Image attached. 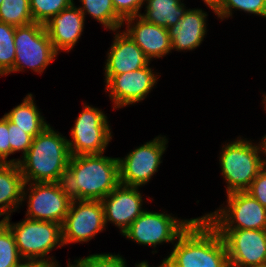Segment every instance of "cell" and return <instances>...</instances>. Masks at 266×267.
Masks as SVG:
<instances>
[{
	"label": "cell",
	"mask_w": 266,
	"mask_h": 267,
	"mask_svg": "<svg viewBox=\"0 0 266 267\" xmlns=\"http://www.w3.org/2000/svg\"><path fill=\"white\" fill-rule=\"evenodd\" d=\"M56 183L71 201H101L120 184L118 158L103 153L71 156Z\"/></svg>",
	"instance_id": "cell-1"
},
{
	"label": "cell",
	"mask_w": 266,
	"mask_h": 267,
	"mask_svg": "<svg viewBox=\"0 0 266 267\" xmlns=\"http://www.w3.org/2000/svg\"><path fill=\"white\" fill-rule=\"evenodd\" d=\"M177 240L168 257L178 267H229L222 237L203 216L195 218Z\"/></svg>",
	"instance_id": "cell-2"
},
{
	"label": "cell",
	"mask_w": 266,
	"mask_h": 267,
	"mask_svg": "<svg viewBox=\"0 0 266 267\" xmlns=\"http://www.w3.org/2000/svg\"><path fill=\"white\" fill-rule=\"evenodd\" d=\"M70 157L67 137L48 125L33 138L18 165L25 183L57 182L68 168Z\"/></svg>",
	"instance_id": "cell-3"
},
{
	"label": "cell",
	"mask_w": 266,
	"mask_h": 267,
	"mask_svg": "<svg viewBox=\"0 0 266 267\" xmlns=\"http://www.w3.org/2000/svg\"><path fill=\"white\" fill-rule=\"evenodd\" d=\"M238 137L222 147L219 164L227 184V194L246 191L257 174L265 167L262 142L256 145ZM262 154V155H261Z\"/></svg>",
	"instance_id": "cell-4"
},
{
	"label": "cell",
	"mask_w": 266,
	"mask_h": 267,
	"mask_svg": "<svg viewBox=\"0 0 266 267\" xmlns=\"http://www.w3.org/2000/svg\"><path fill=\"white\" fill-rule=\"evenodd\" d=\"M2 220L11 229L19 255L23 260L56 261L53 257H47V255L55 247L64 246L61 224L29 218L12 224L10 217L3 218Z\"/></svg>",
	"instance_id": "cell-5"
},
{
	"label": "cell",
	"mask_w": 266,
	"mask_h": 267,
	"mask_svg": "<svg viewBox=\"0 0 266 267\" xmlns=\"http://www.w3.org/2000/svg\"><path fill=\"white\" fill-rule=\"evenodd\" d=\"M226 202L203 216L216 230H266V208L248 192L229 193Z\"/></svg>",
	"instance_id": "cell-6"
},
{
	"label": "cell",
	"mask_w": 266,
	"mask_h": 267,
	"mask_svg": "<svg viewBox=\"0 0 266 267\" xmlns=\"http://www.w3.org/2000/svg\"><path fill=\"white\" fill-rule=\"evenodd\" d=\"M14 44L15 61L11 73L22 72L28 67L30 70L42 74L45 68L59 55L53 48L45 26L37 22L16 26Z\"/></svg>",
	"instance_id": "cell-7"
},
{
	"label": "cell",
	"mask_w": 266,
	"mask_h": 267,
	"mask_svg": "<svg viewBox=\"0 0 266 267\" xmlns=\"http://www.w3.org/2000/svg\"><path fill=\"white\" fill-rule=\"evenodd\" d=\"M70 133L72 140L67 142L71 156L104 154L112 139L106 114L85 103Z\"/></svg>",
	"instance_id": "cell-8"
},
{
	"label": "cell",
	"mask_w": 266,
	"mask_h": 267,
	"mask_svg": "<svg viewBox=\"0 0 266 267\" xmlns=\"http://www.w3.org/2000/svg\"><path fill=\"white\" fill-rule=\"evenodd\" d=\"M193 219H177L171 214L145 210L122 233L125 238L140 245L153 246L174 243L178 236L190 225Z\"/></svg>",
	"instance_id": "cell-9"
},
{
	"label": "cell",
	"mask_w": 266,
	"mask_h": 267,
	"mask_svg": "<svg viewBox=\"0 0 266 267\" xmlns=\"http://www.w3.org/2000/svg\"><path fill=\"white\" fill-rule=\"evenodd\" d=\"M167 143L166 136L159 135L129 152L125 158L118 157L120 184L133 187L147 184L162 163Z\"/></svg>",
	"instance_id": "cell-10"
},
{
	"label": "cell",
	"mask_w": 266,
	"mask_h": 267,
	"mask_svg": "<svg viewBox=\"0 0 266 267\" xmlns=\"http://www.w3.org/2000/svg\"><path fill=\"white\" fill-rule=\"evenodd\" d=\"M22 199L28 200L26 218L51 221L61 225L72 202L59 189L56 182L25 183Z\"/></svg>",
	"instance_id": "cell-11"
},
{
	"label": "cell",
	"mask_w": 266,
	"mask_h": 267,
	"mask_svg": "<svg viewBox=\"0 0 266 267\" xmlns=\"http://www.w3.org/2000/svg\"><path fill=\"white\" fill-rule=\"evenodd\" d=\"M106 226L100 200H74L62 224L63 244L88 242Z\"/></svg>",
	"instance_id": "cell-12"
},
{
	"label": "cell",
	"mask_w": 266,
	"mask_h": 267,
	"mask_svg": "<svg viewBox=\"0 0 266 267\" xmlns=\"http://www.w3.org/2000/svg\"><path fill=\"white\" fill-rule=\"evenodd\" d=\"M228 255L229 267H265L266 230H217Z\"/></svg>",
	"instance_id": "cell-13"
},
{
	"label": "cell",
	"mask_w": 266,
	"mask_h": 267,
	"mask_svg": "<svg viewBox=\"0 0 266 267\" xmlns=\"http://www.w3.org/2000/svg\"><path fill=\"white\" fill-rule=\"evenodd\" d=\"M148 66L127 73L113 75L105 84L114 106L123 108L142 101L158 82V73Z\"/></svg>",
	"instance_id": "cell-14"
},
{
	"label": "cell",
	"mask_w": 266,
	"mask_h": 267,
	"mask_svg": "<svg viewBox=\"0 0 266 267\" xmlns=\"http://www.w3.org/2000/svg\"><path fill=\"white\" fill-rule=\"evenodd\" d=\"M139 187L119 184L101 203L104 209L105 225L110 222L120 229L122 234L130 224L141 215L143 199Z\"/></svg>",
	"instance_id": "cell-15"
},
{
	"label": "cell",
	"mask_w": 266,
	"mask_h": 267,
	"mask_svg": "<svg viewBox=\"0 0 266 267\" xmlns=\"http://www.w3.org/2000/svg\"><path fill=\"white\" fill-rule=\"evenodd\" d=\"M119 32V33H118ZM105 62V83L113 76L150 65V59L124 31L116 30Z\"/></svg>",
	"instance_id": "cell-16"
},
{
	"label": "cell",
	"mask_w": 266,
	"mask_h": 267,
	"mask_svg": "<svg viewBox=\"0 0 266 267\" xmlns=\"http://www.w3.org/2000/svg\"><path fill=\"white\" fill-rule=\"evenodd\" d=\"M136 22V23H135ZM126 25L124 32L141 48L150 59L161 58L172 50L168 29L145 21L140 16L123 20Z\"/></svg>",
	"instance_id": "cell-17"
},
{
	"label": "cell",
	"mask_w": 266,
	"mask_h": 267,
	"mask_svg": "<svg viewBox=\"0 0 266 267\" xmlns=\"http://www.w3.org/2000/svg\"><path fill=\"white\" fill-rule=\"evenodd\" d=\"M84 15L73 2L46 22L45 29L57 53L71 51L82 35Z\"/></svg>",
	"instance_id": "cell-18"
},
{
	"label": "cell",
	"mask_w": 266,
	"mask_h": 267,
	"mask_svg": "<svg viewBox=\"0 0 266 267\" xmlns=\"http://www.w3.org/2000/svg\"><path fill=\"white\" fill-rule=\"evenodd\" d=\"M202 9H188L175 25L168 28L172 50H194L199 47L207 34L206 17Z\"/></svg>",
	"instance_id": "cell-19"
},
{
	"label": "cell",
	"mask_w": 266,
	"mask_h": 267,
	"mask_svg": "<svg viewBox=\"0 0 266 267\" xmlns=\"http://www.w3.org/2000/svg\"><path fill=\"white\" fill-rule=\"evenodd\" d=\"M25 181L17 163H0V217H10L23 202Z\"/></svg>",
	"instance_id": "cell-20"
},
{
	"label": "cell",
	"mask_w": 266,
	"mask_h": 267,
	"mask_svg": "<svg viewBox=\"0 0 266 267\" xmlns=\"http://www.w3.org/2000/svg\"><path fill=\"white\" fill-rule=\"evenodd\" d=\"M32 96L31 93L27 94L21 104L5 113L4 116L34 138L50 124H47L41 116Z\"/></svg>",
	"instance_id": "cell-21"
},
{
	"label": "cell",
	"mask_w": 266,
	"mask_h": 267,
	"mask_svg": "<svg viewBox=\"0 0 266 267\" xmlns=\"http://www.w3.org/2000/svg\"><path fill=\"white\" fill-rule=\"evenodd\" d=\"M145 14L140 17L165 28L175 25L188 9L181 0H145Z\"/></svg>",
	"instance_id": "cell-22"
},
{
	"label": "cell",
	"mask_w": 266,
	"mask_h": 267,
	"mask_svg": "<svg viewBox=\"0 0 266 267\" xmlns=\"http://www.w3.org/2000/svg\"><path fill=\"white\" fill-rule=\"evenodd\" d=\"M81 13L90 15L104 28L116 31L123 26V19L116 13L112 0H79Z\"/></svg>",
	"instance_id": "cell-23"
},
{
	"label": "cell",
	"mask_w": 266,
	"mask_h": 267,
	"mask_svg": "<svg viewBox=\"0 0 266 267\" xmlns=\"http://www.w3.org/2000/svg\"><path fill=\"white\" fill-rule=\"evenodd\" d=\"M233 9L266 18V0H216L214 14L221 19L232 16Z\"/></svg>",
	"instance_id": "cell-24"
},
{
	"label": "cell",
	"mask_w": 266,
	"mask_h": 267,
	"mask_svg": "<svg viewBox=\"0 0 266 267\" xmlns=\"http://www.w3.org/2000/svg\"><path fill=\"white\" fill-rule=\"evenodd\" d=\"M0 22L15 27L34 22L29 0H3L0 5Z\"/></svg>",
	"instance_id": "cell-25"
},
{
	"label": "cell",
	"mask_w": 266,
	"mask_h": 267,
	"mask_svg": "<svg viewBox=\"0 0 266 267\" xmlns=\"http://www.w3.org/2000/svg\"><path fill=\"white\" fill-rule=\"evenodd\" d=\"M15 26L0 22V76L11 74L15 61Z\"/></svg>",
	"instance_id": "cell-26"
},
{
	"label": "cell",
	"mask_w": 266,
	"mask_h": 267,
	"mask_svg": "<svg viewBox=\"0 0 266 267\" xmlns=\"http://www.w3.org/2000/svg\"><path fill=\"white\" fill-rule=\"evenodd\" d=\"M21 260L14 236L9 226L0 221V267H16Z\"/></svg>",
	"instance_id": "cell-27"
},
{
	"label": "cell",
	"mask_w": 266,
	"mask_h": 267,
	"mask_svg": "<svg viewBox=\"0 0 266 267\" xmlns=\"http://www.w3.org/2000/svg\"><path fill=\"white\" fill-rule=\"evenodd\" d=\"M34 22L46 24L53 16L69 7L73 0H29Z\"/></svg>",
	"instance_id": "cell-28"
},
{
	"label": "cell",
	"mask_w": 266,
	"mask_h": 267,
	"mask_svg": "<svg viewBox=\"0 0 266 267\" xmlns=\"http://www.w3.org/2000/svg\"><path fill=\"white\" fill-rule=\"evenodd\" d=\"M72 267H127L125 259L119 254H91L74 260Z\"/></svg>",
	"instance_id": "cell-29"
},
{
	"label": "cell",
	"mask_w": 266,
	"mask_h": 267,
	"mask_svg": "<svg viewBox=\"0 0 266 267\" xmlns=\"http://www.w3.org/2000/svg\"><path fill=\"white\" fill-rule=\"evenodd\" d=\"M8 133H9V143H10V155L16 152L22 151V157L29 150L33 137L21 128H19L14 123L8 120Z\"/></svg>",
	"instance_id": "cell-30"
},
{
	"label": "cell",
	"mask_w": 266,
	"mask_h": 267,
	"mask_svg": "<svg viewBox=\"0 0 266 267\" xmlns=\"http://www.w3.org/2000/svg\"><path fill=\"white\" fill-rule=\"evenodd\" d=\"M116 13L124 20L140 16L145 0H112Z\"/></svg>",
	"instance_id": "cell-31"
},
{
	"label": "cell",
	"mask_w": 266,
	"mask_h": 267,
	"mask_svg": "<svg viewBox=\"0 0 266 267\" xmlns=\"http://www.w3.org/2000/svg\"><path fill=\"white\" fill-rule=\"evenodd\" d=\"M246 192L266 208V167L257 174Z\"/></svg>",
	"instance_id": "cell-32"
},
{
	"label": "cell",
	"mask_w": 266,
	"mask_h": 267,
	"mask_svg": "<svg viewBox=\"0 0 266 267\" xmlns=\"http://www.w3.org/2000/svg\"><path fill=\"white\" fill-rule=\"evenodd\" d=\"M10 155V143L8 133V119L3 116L0 118V163H19L20 159H9Z\"/></svg>",
	"instance_id": "cell-33"
},
{
	"label": "cell",
	"mask_w": 266,
	"mask_h": 267,
	"mask_svg": "<svg viewBox=\"0 0 266 267\" xmlns=\"http://www.w3.org/2000/svg\"><path fill=\"white\" fill-rule=\"evenodd\" d=\"M16 267H60V265L57 261L24 259Z\"/></svg>",
	"instance_id": "cell-34"
},
{
	"label": "cell",
	"mask_w": 266,
	"mask_h": 267,
	"mask_svg": "<svg viewBox=\"0 0 266 267\" xmlns=\"http://www.w3.org/2000/svg\"><path fill=\"white\" fill-rule=\"evenodd\" d=\"M161 264L164 267H178L168 256L162 260Z\"/></svg>",
	"instance_id": "cell-35"
},
{
	"label": "cell",
	"mask_w": 266,
	"mask_h": 267,
	"mask_svg": "<svg viewBox=\"0 0 266 267\" xmlns=\"http://www.w3.org/2000/svg\"><path fill=\"white\" fill-rule=\"evenodd\" d=\"M203 1L209 7V9H212V11L214 12V3L216 2V0H203Z\"/></svg>",
	"instance_id": "cell-36"
},
{
	"label": "cell",
	"mask_w": 266,
	"mask_h": 267,
	"mask_svg": "<svg viewBox=\"0 0 266 267\" xmlns=\"http://www.w3.org/2000/svg\"><path fill=\"white\" fill-rule=\"evenodd\" d=\"M262 145H263V150H264V156H266V134L265 136L261 139ZM264 164L266 167V158H264Z\"/></svg>",
	"instance_id": "cell-37"
},
{
	"label": "cell",
	"mask_w": 266,
	"mask_h": 267,
	"mask_svg": "<svg viewBox=\"0 0 266 267\" xmlns=\"http://www.w3.org/2000/svg\"><path fill=\"white\" fill-rule=\"evenodd\" d=\"M135 267H151V266H149L147 261H142L141 263L136 264Z\"/></svg>",
	"instance_id": "cell-38"
},
{
	"label": "cell",
	"mask_w": 266,
	"mask_h": 267,
	"mask_svg": "<svg viewBox=\"0 0 266 267\" xmlns=\"http://www.w3.org/2000/svg\"><path fill=\"white\" fill-rule=\"evenodd\" d=\"M262 103L265 105L264 109L266 110V94H264V96H263Z\"/></svg>",
	"instance_id": "cell-39"
},
{
	"label": "cell",
	"mask_w": 266,
	"mask_h": 267,
	"mask_svg": "<svg viewBox=\"0 0 266 267\" xmlns=\"http://www.w3.org/2000/svg\"><path fill=\"white\" fill-rule=\"evenodd\" d=\"M67 267H72V266L70 265V261H68Z\"/></svg>",
	"instance_id": "cell-40"
}]
</instances>
